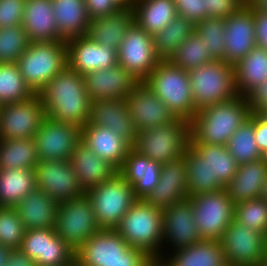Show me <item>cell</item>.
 I'll return each mask as SVG.
<instances>
[{
	"instance_id": "cell-8",
	"label": "cell",
	"mask_w": 267,
	"mask_h": 266,
	"mask_svg": "<svg viewBox=\"0 0 267 266\" xmlns=\"http://www.w3.org/2000/svg\"><path fill=\"white\" fill-rule=\"evenodd\" d=\"M145 81L175 118L190 121L197 113L187 71L160 61Z\"/></svg>"
},
{
	"instance_id": "cell-37",
	"label": "cell",
	"mask_w": 267,
	"mask_h": 266,
	"mask_svg": "<svg viewBox=\"0 0 267 266\" xmlns=\"http://www.w3.org/2000/svg\"><path fill=\"white\" fill-rule=\"evenodd\" d=\"M35 188L34 169L0 170V207H15Z\"/></svg>"
},
{
	"instance_id": "cell-41",
	"label": "cell",
	"mask_w": 267,
	"mask_h": 266,
	"mask_svg": "<svg viewBox=\"0 0 267 266\" xmlns=\"http://www.w3.org/2000/svg\"><path fill=\"white\" fill-rule=\"evenodd\" d=\"M34 95L23 79L17 63H0V106L21 102Z\"/></svg>"
},
{
	"instance_id": "cell-56",
	"label": "cell",
	"mask_w": 267,
	"mask_h": 266,
	"mask_svg": "<svg viewBox=\"0 0 267 266\" xmlns=\"http://www.w3.org/2000/svg\"><path fill=\"white\" fill-rule=\"evenodd\" d=\"M11 251L12 249L3 246L0 243V266H6V263H7V260H8V257Z\"/></svg>"
},
{
	"instance_id": "cell-23",
	"label": "cell",
	"mask_w": 267,
	"mask_h": 266,
	"mask_svg": "<svg viewBox=\"0 0 267 266\" xmlns=\"http://www.w3.org/2000/svg\"><path fill=\"white\" fill-rule=\"evenodd\" d=\"M84 81L92 103L104 99H125L138 82L119 64L87 73Z\"/></svg>"
},
{
	"instance_id": "cell-17",
	"label": "cell",
	"mask_w": 267,
	"mask_h": 266,
	"mask_svg": "<svg viewBox=\"0 0 267 266\" xmlns=\"http://www.w3.org/2000/svg\"><path fill=\"white\" fill-rule=\"evenodd\" d=\"M162 211L163 242L160 260L164 257L165 252L170 253V250L173 252L174 250L191 246L201 240L189 198L173 203L169 207L162 209ZM167 245L172 249L164 248Z\"/></svg>"
},
{
	"instance_id": "cell-45",
	"label": "cell",
	"mask_w": 267,
	"mask_h": 266,
	"mask_svg": "<svg viewBox=\"0 0 267 266\" xmlns=\"http://www.w3.org/2000/svg\"><path fill=\"white\" fill-rule=\"evenodd\" d=\"M234 219L248 228L267 235V204L262 198L235 204Z\"/></svg>"
},
{
	"instance_id": "cell-3",
	"label": "cell",
	"mask_w": 267,
	"mask_h": 266,
	"mask_svg": "<svg viewBox=\"0 0 267 266\" xmlns=\"http://www.w3.org/2000/svg\"><path fill=\"white\" fill-rule=\"evenodd\" d=\"M250 115L248 100L241 95L204 107L190 120L189 144L226 146L230 137Z\"/></svg>"
},
{
	"instance_id": "cell-1",
	"label": "cell",
	"mask_w": 267,
	"mask_h": 266,
	"mask_svg": "<svg viewBox=\"0 0 267 266\" xmlns=\"http://www.w3.org/2000/svg\"><path fill=\"white\" fill-rule=\"evenodd\" d=\"M183 157L188 198L225 189L239 167L225 145L189 144Z\"/></svg>"
},
{
	"instance_id": "cell-44",
	"label": "cell",
	"mask_w": 267,
	"mask_h": 266,
	"mask_svg": "<svg viewBox=\"0 0 267 266\" xmlns=\"http://www.w3.org/2000/svg\"><path fill=\"white\" fill-rule=\"evenodd\" d=\"M30 45L22 25L0 28V63H16Z\"/></svg>"
},
{
	"instance_id": "cell-53",
	"label": "cell",
	"mask_w": 267,
	"mask_h": 266,
	"mask_svg": "<svg viewBox=\"0 0 267 266\" xmlns=\"http://www.w3.org/2000/svg\"><path fill=\"white\" fill-rule=\"evenodd\" d=\"M6 266H36L35 261L28 257L20 248L12 249Z\"/></svg>"
},
{
	"instance_id": "cell-46",
	"label": "cell",
	"mask_w": 267,
	"mask_h": 266,
	"mask_svg": "<svg viewBox=\"0 0 267 266\" xmlns=\"http://www.w3.org/2000/svg\"><path fill=\"white\" fill-rule=\"evenodd\" d=\"M26 229L14 207H0V243L10 249L21 246Z\"/></svg>"
},
{
	"instance_id": "cell-31",
	"label": "cell",
	"mask_w": 267,
	"mask_h": 266,
	"mask_svg": "<svg viewBox=\"0 0 267 266\" xmlns=\"http://www.w3.org/2000/svg\"><path fill=\"white\" fill-rule=\"evenodd\" d=\"M168 255V256H167ZM161 261L166 266H225L224 251L220 241L200 240L191 246L164 254Z\"/></svg>"
},
{
	"instance_id": "cell-18",
	"label": "cell",
	"mask_w": 267,
	"mask_h": 266,
	"mask_svg": "<svg viewBox=\"0 0 267 266\" xmlns=\"http://www.w3.org/2000/svg\"><path fill=\"white\" fill-rule=\"evenodd\" d=\"M20 249L36 266H68L75 261V251L56 234L55 228L26 230Z\"/></svg>"
},
{
	"instance_id": "cell-2",
	"label": "cell",
	"mask_w": 267,
	"mask_h": 266,
	"mask_svg": "<svg viewBox=\"0 0 267 266\" xmlns=\"http://www.w3.org/2000/svg\"><path fill=\"white\" fill-rule=\"evenodd\" d=\"M46 117L82 128L87 124L92 104L84 76L65 67L38 93Z\"/></svg>"
},
{
	"instance_id": "cell-49",
	"label": "cell",
	"mask_w": 267,
	"mask_h": 266,
	"mask_svg": "<svg viewBox=\"0 0 267 266\" xmlns=\"http://www.w3.org/2000/svg\"><path fill=\"white\" fill-rule=\"evenodd\" d=\"M177 16L188 19L194 25L208 18L204 12V0H173Z\"/></svg>"
},
{
	"instance_id": "cell-40",
	"label": "cell",
	"mask_w": 267,
	"mask_h": 266,
	"mask_svg": "<svg viewBox=\"0 0 267 266\" xmlns=\"http://www.w3.org/2000/svg\"><path fill=\"white\" fill-rule=\"evenodd\" d=\"M226 147L239 165L261 159L255 139L254 114L234 132Z\"/></svg>"
},
{
	"instance_id": "cell-36",
	"label": "cell",
	"mask_w": 267,
	"mask_h": 266,
	"mask_svg": "<svg viewBox=\"0 0 267 266\" xmlns=\"http://www.w3.org/2000/svg\"><path fill=\"white\" fill-rule=\"evenodd\" d=\"M234 70L238 94L246 96L267 80V51L255 46L234 65Z\"/></svg>"
},
{
	"instance_id": "cell-32",
	"label": "cell",
	"mask_w": 267,
	"mask_h": 266,
	"mask_svg": "<svg viewBox=\"0 0 267 266\" xmlns=\"http://www.w3.org/2000/svg\"><path fill=\"white\" fill-rule=\"evenodd\" d=\"M266 175L267 167L261 159L243 163L225 190L235 204L260 198Z\"/></svg>"
},
{
	"instance_id": "cell-51",
	"label": "cell",
	"mask_w": 267,
	"mask_h": 266,
	"mask_svg": "<svg viewBox=\"0 0 267 266\" xmlns=\"http://www.w3.org/2000/svg\"><path fill=\"white\" fill-rule=\"evenodd\" d=\"M90 19L108 16L120 8L112 0H84Z\"/></svg>"
},
{
	"instance_id": "cell-29",
	"label": "cell",
	"mask_w": 267,
	"mask_h": 266,
	"mask_svg": "<svg viewBox=\"0 0 267 266\" xmlns=\"http://www.w3.org/2000/svg\"><path fill=\"white\" fill-rule=\"evenodd\" d=\"M58 205L41 189L35 188L14 208L25 229L29 230L55 228Z\"/></svg>"
},
{
	"instance_id": "cell-27",
	"label": "cell",
	"mask_w": 267,
	"mask_h": 266,
	"mask_svg": "<svg viewBox=\"0 0 267 266\" xmlns=\"http://www.w3.org/2000/svg\"><path fill=\"white\" fill-rule=\"evenodd\" d=\"M81 142L100 158L107 160L117 170L132 146L110 129L86 124L81 128Z\"/></svg>"
},
{
	"instance_id": "cell-6",
	"label": "cell",
	"mask_w": 267,
	"mask_h": 266,
	"mask_svg": "<svg viewBox=\"0 0 267 266\" xmlns=\"http://www.w3.org/2000/svg\"><path fill=\"white\" fill-rule=\"evenodd\" d=\"M190 143V121L176 118L173 122L138 131L132 149L160 163L180 159Z\"/></svg>"
},
{
	"instance_id": "cell-28",
	"label": "cell",
	"mask_w": 267,
	"mask_h": 266,
	"mask_svg": "<svg viewBox=\"0 0 267 266\" xmlns=\"http://www.w3.org/2000/svg\"><path fill=\"white\" fill-rule=\"evenodd\" d=\"M70 162L84 192L111 179L118 172L113 165L93 153L81 141L76 145Z\"/></svg>"
},
{
	"instance_id": "cell-38",
	"label": "cell",
	"mask_w": 267,
	"mask_h": 266,
	"mask_svg": "<svg viewBox=\"0 0 267 266\" xmlns=\"http://www.w3.org/2000/svg\"><path fill=\"white\" fill-rule=\"evenodd\" d=\"M195 31V25L186 18L176 16L164 29L152 35L156 55L169 61L180 45Z\"/></svg>"
},
{
	"instance_id": "cell-47",
	"label": "cell",
	"mask_w": 267,
	"mask_h": 266,
	"mask_svg": "<svg viewBox=\"0 0 267 266\" xmlns=\"http://www.w3.org/2000/svg\"><path fill=\"white\" fill-rule=\"evenodd\" d=\"M247 4L248 0H204V12L209 17L226 19Z\"/></svg>"
},
{
	"instance_id": "cell-48",
	"label": "cell",
	"mask_w": 267,
	"mask_h": 266,
	"mask_svg": "<svg viewBox=\"0 0 267 266\" xmlns=\"http://www.w3.org/2000/svg\"><path fill=\"white\" fill-rule=\"evenodd\" d=\"M26 0H0V28L22 25Z\"/></svg>"
},
{
	"instance_id": "cell-62",
	"label": "cell",
	"mask_w": 267,
	"mask_h": 266,
	"mask_svg": "<svg viewBox=\"0 0 267 266\" xmlns=\"http://www.w3.org/2000/svg\"><path fill=\"white\" fill-rule=\"evenodd\" d=\"M68 266H81L76 260Z\"/></svg>"
},
{
	"instance_id": "cell-13",
	"label": "cell",
	"mask_w": 267,
	"mask_h": 266,
	"mask_svg": "<svg viewBox=\"0 0 267 266\" xmlns=\"http://www.w3.org/2000/svg\"><path fill=\"white\" fill-rule=\"evenodd\" d=\"M230 266H260L266 257L267 235L233 219L220 240Z\"/></svg>"
},
{
	"instance_id": "cell-61",
	"label": "cell",
	"mask_w": 267,
	"mask_h": 266,
	"mask_svg": "<svg viewBox=\"0 0 267 266\" xmlns=\"http://www.w3.org/2000/svg\"><path fill=\"white\" fill-rule=\"evenodd\" d=\"M261 161L266 165L267 167V149L261 152Z\"/></svg>"
},
{
	"instance_id": "cell-22",
	"label": "cell",
	"mask_w": 267,
	"mask_h": 266,
	"mask_svg": "<svg viewBox=\"0 0 267 266\" xmlns=\"http://www.w3.org/2000/svg\"><path fill=\"white\" fill-rule=\"evenodd\" d=\"M224 61L235 65L255 46L254 9L245 5L225 19Z\"/></svg>"
},
{
	"instance_id": "cell-55",
	"label": "cell",
	"mask_w": 267,
	"mask_h": 266,
	"mask_svg": "<svg viewBox=\"0 0 267 266\" xmlns=\"http://www.w3.org/2000/svg\"><path fill=\"white\" fill-rule=\"evenodd\" d=\"M248 4L258 13H267V0H248Z\"/></svg>"
},
{
	"instance_id": "cell-25",
	"label": "cell",
	"mask_w": 267,
	"mask_h": 266,
	"mask_svg": "<svg viewBox=\"0 0 267 266\" xmlns=\"http://www.w3.org/2000/svg\"><path fill=\"white\" fill-rule=\"evenodd\" d=\"M87 124L110 129L131 146L135 142L137 131L124 99H104L93 102Z\"/></svg>"
},
{
	"instance_id": "cell-9",
	"label": "cell",
	"mask_w": 267,
	"mask_h": 266,
	"mask_svg": "<svg viewBox=\"0 0 267 266\" xmlns=\"http://www.w3.org/2000/svg\"><path fill=\"white\" fill-rule=\"evenodd\" d=\"M16 63L27 85L38 94L67 67L66 41L30 42Z\"/></svg>"
},
{
	"instance_id": "cell-7",
	"label": "cell",
	"mask_w": 267,
	"mask_h": 266,
	"mask_svg": "<svg viewBox=\"0 0 267 266\" xmlns=\"http://www.w3.org/2000/svg\"><path fill=\"white\" fill-rule=\"evenodd\" d=\"M188 74L197 111L239 96L233 64L213 60L188 71Z\"/></svg>"
},
{
	"instance_id": "cell-63",
	"label": "cell",
	"mask_w": 267,
	"mask_h": 266,
	"mask_svg": "<svg viewBox=\"0 0 267 266\" xmlns=\"http://www.w3.org/2000/svg\"><path fill=\"white\" fill-rule=\"evenodd\" d=\"M262 262H267V246H266V257Z\"/></svg>"
},
{
	"instance_id": "cell-52",
	"label": "cell",
	"mask_w": 267,
	"mask_h": 266,
	"mask_svg": "<svg viewBox=\"0 0 267 266\" xmlns=\"http://www.w3.org/2000/svg\"><path fill=\"white\" fill-rule=\"evenodd\" d=\"M254 30L256 46L267 51V13H258L254 10Z\"/></svg>"
},
{
	"instance_id": "cell-50",
	"label": "cell",
	"mask_w": 267,
	"mask_h": 266,
	"mask_svg": "<svg viewBox=\"0 0 267 266\" xmlns=\"http://www.w3.org/2000/svg\"><path fill=\"white\" fill-rule=\"evenodd\" d=\"M251 114H257L267 110V80L257 85L247 95Z\"/></svg>"
},
{
	"instance_id": "cell-20",
	"label": "cell",
	"mask_w": 267,
	"mask_h": 266,
	"mask_svg": "<svg viewBox=\"0 0 267 266\" xmlns=\"http://www.w3.org/2000/svg\"><path fill=\"white\" fill-rule=\"evenodd\" d=\"M124 100L137 132L167 125L176 119L146 81H138Z\"/></svg>"
},
{
	"instance_id": "cell-14",
	"label": "cell",
	"mask_w": 267,
	"mask_h": 266,
	"mask_svg": "<svg viewBox=\"0 0 267 266\" xmlns=\"http://www.w3.org/2000/svg\"><path fill=\"white\" fill-rule=\"evenodd\" d=\"M118 64L138 81H145L161 61L155 53L153 37L133 22L117 50Z\"/></svg>"
},
{
	"instance_id": "cell-11",
	"label": "cell",
	"mask_w": 267,
	"mask_h": 266,
	"mask_svg": "<svg viewBox=\"0 0 267 266\" xmlns=\"http://www.w3.org/2000/svg\"><path fill=\"white\" fill-rule=\"evenodd\" d=\"M55 230L75 252L93 234L101 230L92 203L85 194L59 203Z\"/></svg>"
},
{
	"instance_id": "cell-10",
	"label": "cell",
	"mask_w": 267,
	"mask_h": 266,
	"mask_svg": "<svg viewBox=\"0 0 267 266\" xmlns=\"http://www.w3.org/2000/svg\"><path fill=\"white\" fill-rule=\"evenodd\" d=\"M101 229H115L137 200L132 186L117 172L111 179L85 192Z\"/></svg>"
},
{
	"instance_id": "cell-42",
	"label": "cell",
	"mask_w": 267,
	"mask_h": 266,
	"mask_svg": "<svg viewBox=\"0 0 267 266\" xmlns=\"http://www.w3.org/2000/svg\"><path fill=\"white\" fill-rule=\"evenodd\" d=\"M204 41L194 31L177 49L169 60L173 65L185 71L198 68L201 65L213 61Z\"/></svg>"
},
{
	"instance_id": "cell-35",
	"label": "cell",
	"mask_w": 267,
	"mask_h": 266,
	"mask_svg": "<svg viewBox=\"0 0 267 266\" xmlns=\"http://www.w3.org/2000/svg\"><path fill=\"white\" fill-rule=\"evenodd\" d=\"M133 10L134 22L151 36L177 16L173 0H137Z\"/></svg>"
},
{
	"instance_id": "cell-12",
	"label": "cell",
	"mask_w": 267,
	"mask_h": 266,
	"mask_svg": "<svg viewBox=\"0 0 267 266\" xmlns=\"http://www.w3.org/2000/svg\"><path fill=\"white\" fill-rule=\"evenodd\" d=\"M201 240L220 241L234 219L235 203L225 189L189 198Z\"/></svg>"
},
{
	"instance_id": "cell-15",
	"label": "cell",
	"mask_w": 267,
	"mask_h": 266,
	"mask_svg": "<svg viewBox=\"0 0 267 266\" xmlns=\"http://www.w3.org/2000/svg\"><path fill=\"white\" fill-rule=\"evenodd\" d=\"M46 118L38 94L21 102L0 106V140L33 138Z\"/></svg>"
},
{
	"instance_id": "cell-39",
	"label": "cell",
	"mask_w": 267,
	"mask_h": 266,
	"mask_svg": "<svg viewBox=\"0 0 267 266\" xmlns=\"http://www.w3.org/2000/svg\"><path fill=\"white\" fill-rule=\"evenodd\" d=\"M38 162L33 138L0 140V170L35 169Z\"/></svg>"
},
{
	"instance_id": "cell-16",
	"label": "cell",
	"mask_w": 267,
	"mask_h": 266,
	"mask_svg": "<svg viewBox=\"0 0 267 266\" xmlns=\"http://www.w3.org/2000/svg\"><path fill=\"white\" fill-rule=\"evenodd\" d=\"M33 139L39 161L70 160L81 141V128L46 117Z\"/></svg>"
},
{
	"instance_id": "cell-60",
	"label": "cell",
	"mask_w": 267,
	"mask_h": 266,
	"mask_svg": "<svg viewBox=\"0 0 267 266\" xmlns=\"http://www.w3.org/2000/svg\"><path fill=\"white\" fill-rule=\"evenodd\" d=\"M150 266H166V265L159 259H151Z\"/></svg>"
},
{
	"instance_id": "cell-21",
	"label": "cell",
	"mask_w": 267,
	"mask_h": 266,
	"mask_svg": "<svg viewBox=\"0 0 267 266\" xmlns=\"http://www.w3.org/2000/svg\"><path fill=\"white\" fill-rule=\"evenodd\" d=\"M67 66L80 75L118 64L117 50L99 44L87 35L66 41Z\"/></svg>"
},
{
	"instance_id": "cell-4",
	"label": "cell",
	"mask_w": 267,
	"mask_h": 266,
	"mask_svg": "<svg viewBox=\"0 0 267 266\" xmlns=\"http://www.w3.org/2000/svg\"><path fill=\"white\" fill-rule=\"evenodd\" d=\"M151 259L130 247L115 229H101L75 252L81 266H145Z\"/></svg>"
},
{
	"instance_id": "cell-19",
	"label": "cell",
	"mask_w": 267,
	"mask_h": 266,
	"mask_svg": "<svg viewBox=\"0 0 267 266\" xmlns=\"http://www.w3.org/2000/svg\"><path fill=\"white\" fill-rule=\"evenodd\" d=\"M34 170L36 187L58 203L85 194L70 160L39 161Z\"/></svg>"
},
{
	"instance_id": "cell-64",
	"label": "cell",
	"mask_w": 267,
	"mask_h": 266,
	"mask_svg": "<svg viewBox=\"0 0 267 266\" xmlns=\"http://www.w3.org/2000/svg\"><path fill=\"white\" fill-rule=\"evenodd\" d=\"M260 266H267V262H262Z\"/></svg>"
},
{
	"instance_id": "cell-59",
	"label": "cell",
	"mask_w": 267,
	"mask_h": 266,
	"mask_svg": "<svg viewBox=\"0 0 267 266\" xmlns=\"http://www.w3.org/2000/svg\"><path fill=\"white\" fill-rule=\"evenodd\" d=\"M256 116L264 123L267 125V110L257 113Z\"/></svg>"
},
{
	"instance_id": "cell-54",
	"label": "cell",
	"mask_w": 267,
	"mask_h": 266,
	"mask_svg": "<svg viewBox=\"0 0 267 266\" xmlns=\"http://www.w3.org/2000/svg\"><path fill=\"white\" fill-rule=\"evenodd\" d=\"M255 139L259 150L267 149V125L254 114Z\"/></svg>"
},
{
	"instance_id": "cell-33",
	"label": "cell",
	"mask_w": 267,
	"mask_h": 266,
	"mask_svg": "<svg viewBox=\"0 0 267 266\" xmlns=\"http://www.w3.org/2000/svg\"><path fill=\"white\" fill-rule=\"evenodd\" d=\"M133 22V9H119L108 16L91 19L87 36L99 44L118 50Z\"/></svg>"
},
{
	"instance_id": "cell-30",
	"label": "cell",
	"mask_w": 267,
	"mask_h": 266,
	"mask_svg": "<svg viewBox=\"0 0 267 266\" xmlns=\"http://www.w3.org/2000/svg\"><path fill=\"white\" fill-rule=\"evenodd\" d=\"M22 27L30 42L63 41L54 19L52 0H26Z\"/></svg>"
},
{
	"instance_id": "cell-5",
	"label": "cell",
	"mask_w": 267,
	"mask_h": 266,
	"mask_svg": "<svg viewBox=\"0 0 267 266\" xmlns=\"http://www.w3.org/2000/svg\"><path fill=\"white\" fill-rule=\"evenodd\" d=\"M162 216L161 208L149 205L144 199H137L115 230L130 247L142 250L152 259L160 260Z\"/></svg>"
},
{
	"instance_id": "cell-34",
	"label": "cell",
	"mask_w": 267,
	"mask_h": 266,
	"mask_svg": "<svg viewBox=\"0 0 267 266\" xmlns=\"http://www.w3.org/2000/svg\"><path fill=\"white\" fill-rule=\"evenodd\" d=\"M52 8L63 41L87 35L91 19L84 0H52Z\"/></svg>"
},
{
	"instance_id": "cell-43",
	"label": "cell",
	"mask_w": 267,
	"mask_h": 266,
	"mask_svg": "<svg viewBox=\"0 0 267 266\" xmlns=\"http://www.w3.org/2000/svg\"><path fill=\"white\" fill-rule=\"evenodd\" d=\"M195 32L204 41L210 56L224 61L225 19L208 17L195 25Z\"/></svg>"
},
{
	"instance_id": "cell-57",
	"label": "cell",
	"mask_w": 267,
	"mask_h": 266,
	"mask_svg": "<svg viewBox=\"0 0 267 266\" xmlns=\"http://www.w3.org/2000/svg\"><path fill=\"white\" fill-rule=\"evenodd\" d=\"M120 9H133L137 0H112Z\"/></svg>"
},
{
	"instance_id": "cell-58",
	"label": "cell",
	"mask_w": 267,
	"mask_h": 266,
	"mask_svg": "<svg viewBox=\"0 0 267 266\" xmlns=\"http://www.w3.org/2000/svg\"><path fill=\"white\" fill-rule=\"evenodd\" d=\"M260 198H262L267 204V175H266V179H265V182H264V186L262 188V192H261Z\"/></svg>"
},
{
	"instance_id": "cell-24",
	"label": "cell",
	"mask_w": 267,
	"mask_h": 266,
	"mask_svg": "<svg viewBox=\"0 0 267 266\" xmlns=\"http://www.w3.org/2000/svg\"><path fill=\"white\" fill-rule=\"evenodd\" d=\"M188 198L187 167L184 157L161 165L158 185L144 200L151 206L164 209Z\"/></svg>"
},
{
	"instance_id": "cell-26",
	"label": "cell",
	"mask_w": 267,
	"mask_h": 266,
	"mask_svg": "<svg viewBox=\"0 0 267 266\" xmlns=\"http://www.w3.org/2000/svg\"><path fill=\"white\" fill-rule=\"evenodd\" d=\"M118 173L132 186L135 197L144 199L159 183L161 164L131 148Z\"/></svg>"
}]
</instances>
